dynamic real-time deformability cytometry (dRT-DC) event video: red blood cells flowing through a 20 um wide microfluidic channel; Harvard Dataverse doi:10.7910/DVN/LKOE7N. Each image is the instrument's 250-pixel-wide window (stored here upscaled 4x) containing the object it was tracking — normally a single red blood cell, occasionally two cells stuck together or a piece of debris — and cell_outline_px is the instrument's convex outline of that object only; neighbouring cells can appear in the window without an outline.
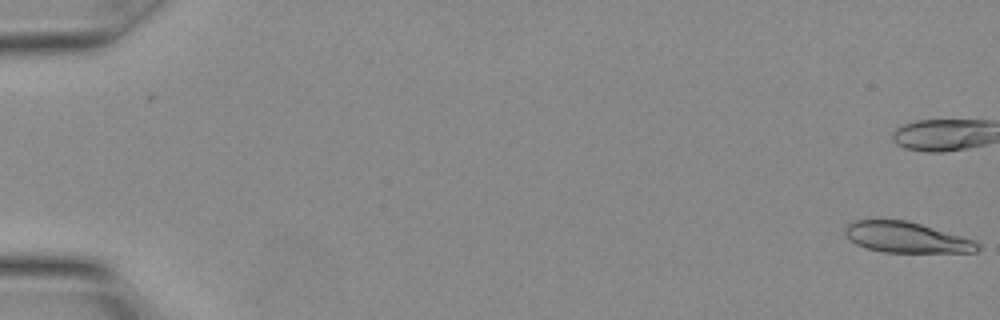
{"species": "Egyptian fruit bat (a non-hibernating species)", "species_latin": "Rousettus aegyptiacus", "temperature_condition": "warm", "stored_images_in_passage": 3, "camera_frame_rate_fps": 3000, "um_per_image_px": 0.085, "animal": {"sex": "female"}, "frame": {"image": 1, "passage_image": 3, "time_ms": 0.667, "image_size_px": [1000, 320], "cell_outline_px": [[980, 248], [976, 252], [884, 252], [868, 248], [856, 244], [848, 240], [844, 232], [844, 228], [848, 224], [856, 220], [908, 220], [960, 236], [972, 240], [980, 244]], "centroid_in_image_um": [77.0, 20.18], "position_along_channel_um": 8.0, "area_um2": 23.47}}